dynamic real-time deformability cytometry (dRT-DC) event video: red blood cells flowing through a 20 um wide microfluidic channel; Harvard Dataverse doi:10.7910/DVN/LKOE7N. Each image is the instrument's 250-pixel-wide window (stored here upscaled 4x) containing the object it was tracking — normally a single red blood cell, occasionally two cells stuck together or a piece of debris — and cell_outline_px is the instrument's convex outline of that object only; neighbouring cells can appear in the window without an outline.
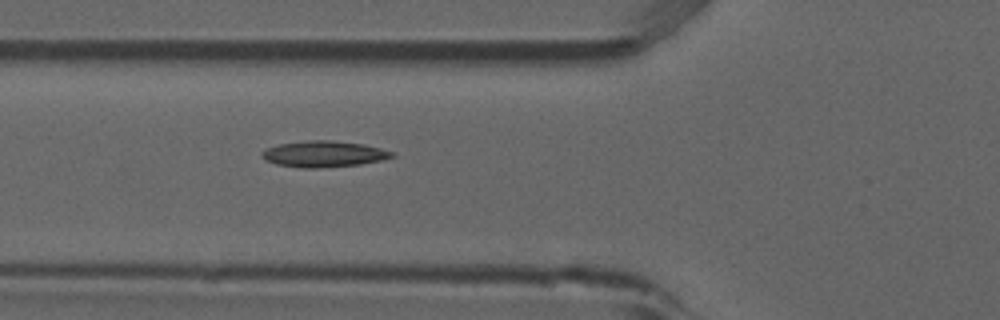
{"species": "common noctule bat (a hibernating species)", "species_latin": "Nyctalus noctula", "temperature_condition": "room temperature", "stored_images_in_passage": 5, "camera_frame_rate_fps": 3000, "um_per_image_px": 0.085, "animal": {"sex": "male", "forearm_length_mm": 52.5}, "frame": {"image": 1, "passage_image": 5, "time_ms": 1.333, "image_size_px": [1000, 320], "cell_outline_px": [[396, 156], [380, 160], [360, 164], [316, 168], [300, 168], [276, 164], [264, 160], [260, 156], [260, 152], [268, 148], [280, 144], [308, 140], [332, 140], [364, 144], [396, 152]], "centroid_in_image_um": [27.52, 13.09], "position_along_channel_um": 98.3, "area_um2": 19.88}}